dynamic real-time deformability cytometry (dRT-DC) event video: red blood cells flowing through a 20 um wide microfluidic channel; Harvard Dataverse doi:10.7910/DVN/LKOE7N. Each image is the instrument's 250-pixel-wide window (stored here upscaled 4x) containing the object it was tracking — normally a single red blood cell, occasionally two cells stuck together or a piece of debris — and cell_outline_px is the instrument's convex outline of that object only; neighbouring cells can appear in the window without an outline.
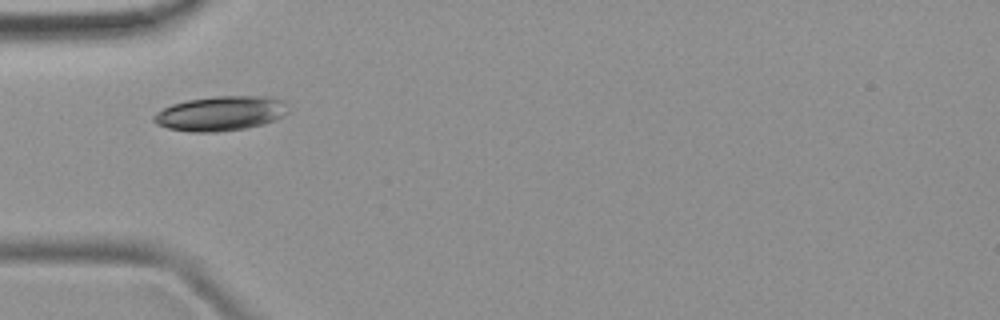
{"species": "common noctule bat (a hibernating species)", "species_latin": "Nyctalus noctula", "temperature_condition": "room temperature", "stored_images_in_passage": 7, "camera_frame_rate_fps": 3000, "um_per_image_px": 0.085, "animal": {"sex": "female", "body_mass_g": 19.9}, "frame": {"image": 1, "passage_image": 1, "time_ms": 0.0, "image_size_px": [1000, 320], "cell_outline_px": [[288, 112], [272, 120], [260, 124], [244, 128], [216, 132], [192, 132], [168, 128], [156, 124], [152, 120], [152, 116], [156, 112], [172, 104], [188, 100], [216, 96], [272, 96], [284, 100]], "centroid_in_image_um": [18.72, 9.63], "position_along_channel_um": 66.3, "area_um2": 26.93}}